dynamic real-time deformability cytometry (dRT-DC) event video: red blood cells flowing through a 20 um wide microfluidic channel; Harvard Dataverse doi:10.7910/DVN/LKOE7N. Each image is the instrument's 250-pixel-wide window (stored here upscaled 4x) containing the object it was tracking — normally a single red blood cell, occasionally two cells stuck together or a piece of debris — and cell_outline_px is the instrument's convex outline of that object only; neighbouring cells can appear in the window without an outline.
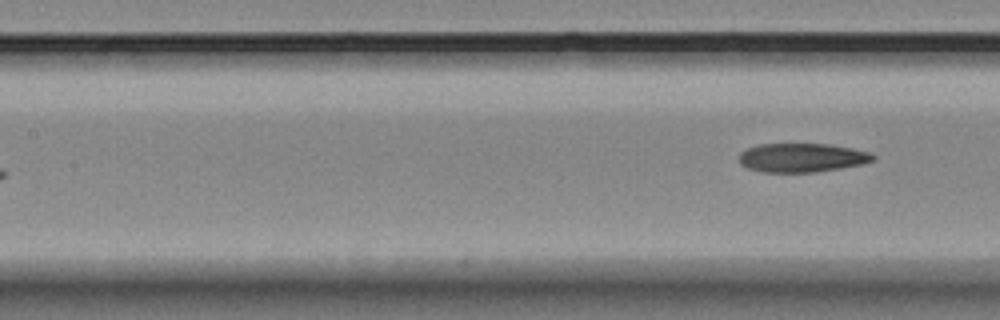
{"species": "Egyptian fruit bat (a non-hibernating species)", "species_latin": "Rousettus aegyptiacus", "temperature_condition": "room temperature", "stored_images_in_passage": 8, "segment_of_instrument_passage": [2, 2], "camera_frame_rate_fps": 3000, "um_per_image_px": 0.085, "animal": {"sex": "female"}, "frame": {"image": 1, "passage_image": 8, "time_ms": 8.333, "image_size_px": [1000, 320], "cell_outline_px": [[876, 156], [872, 160], [860, 164], [812, 172], [764, 172], [748, 168], [740, 164], [740, 152], [748, 148], [760, 144], [828, 144], [852, 148], [872, 152]], "centroid_in_image_um": [68.15, 13.39], "position_along_channel_um": 139.3, "area_um2": 22.25}}